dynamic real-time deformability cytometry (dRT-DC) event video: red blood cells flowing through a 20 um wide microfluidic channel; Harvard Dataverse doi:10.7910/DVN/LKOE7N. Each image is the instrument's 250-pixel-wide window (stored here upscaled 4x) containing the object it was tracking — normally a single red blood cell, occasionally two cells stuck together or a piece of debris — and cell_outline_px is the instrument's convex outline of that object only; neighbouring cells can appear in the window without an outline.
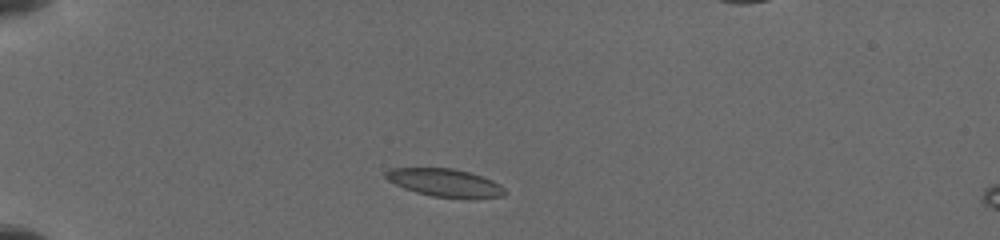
{"species": "common noctule bat (a hibernating species)", "species_latin": "Nyctalus noctula", "temperature_condition": "cold", "stored_images_in_passage": 26, "camera_frame_rate_fps": 3000, "um_per_image_px": 0.085, "animal": {"sex": "female", "body_mass_g": 19.5, "forearm_length_mm": 54.1}, "frame": {"image": 1, "passage_image": 4, "time_ms": 1.333, "image_size_px": [1000, 240], "cell_outline_px": [[508, 192], [504, 196], [432, 196], [416, 192], [404, 188], [388, 180], [384, 176], [384, 172], [392, 168], [452, 168], [468, 172], [492, 180], [500, 184]], "centroid_in_image_um": [37.77, 15.49], "position_along_channel_um": 47.2, "area_um2": 18.67}}
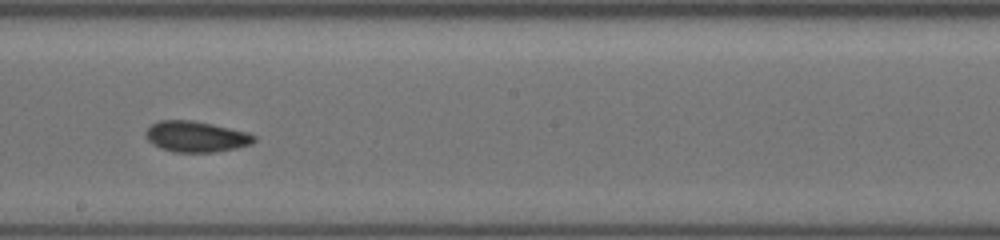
{"frame": {"image": 2, "passage_image": 15, "time_ms": 7.0, "image_size_px": [1000, 240], "cell_outline_px": [[256, 140], [252, 144], [236, 148], [216, 152], [172, 152], [160, 148], [152, 144], [144, 136], [144, 132], [152, 124], [160, 120], [192, 120], [212, 124], [248, 132], [256, 136]], "centroid_in_image_um": [16.65, 11.61], "position_along_channel_um": 231.5, "area_um2": 19.65}}
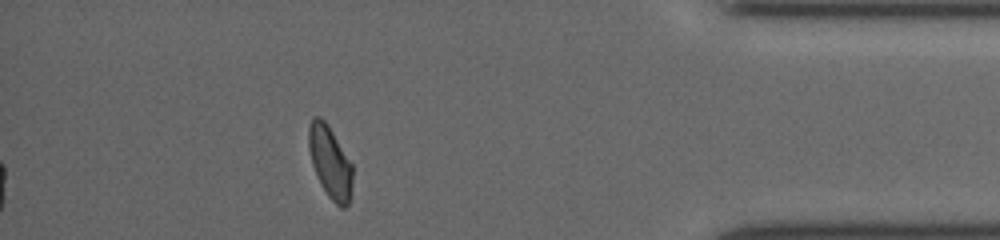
{"frame": {"image": 3, "passage_image": 26, "time_ms": 12.333, "image_size_px": [1000, 240], "cell_outline_px": [[352, 188], [348, 204], [344, 208], [340, 208], [328, 196], [312, 164], [308, 148], [308, 128], [312, 116], [320, 116], [328, 124], [352, 164]], "centroid_in_image_um": [28.05, 13.75], "position_along_channel_um": 407.1, "area_um2": 18.32}}